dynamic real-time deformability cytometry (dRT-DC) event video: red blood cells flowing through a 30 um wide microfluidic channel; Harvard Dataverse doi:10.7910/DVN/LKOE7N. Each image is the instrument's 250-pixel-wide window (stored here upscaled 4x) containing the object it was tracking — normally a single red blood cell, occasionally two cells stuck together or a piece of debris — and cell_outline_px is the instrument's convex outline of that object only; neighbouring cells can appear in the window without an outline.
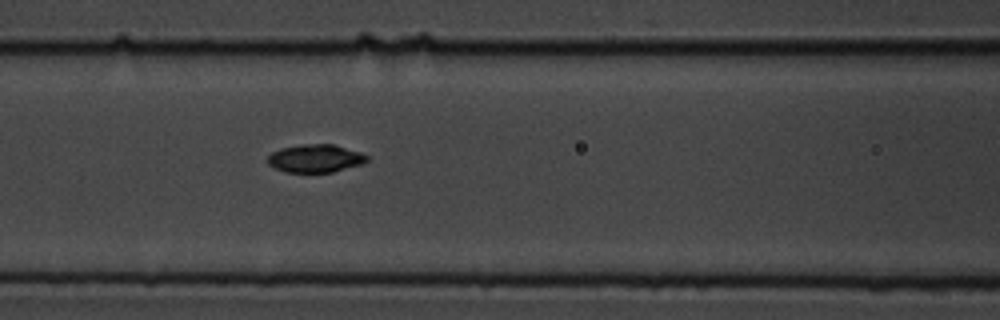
{"species": "common noctule bat (a hibernating species)", "species_latin": "Nyctalus noctula", "temperature_condition": "cold", "stored_images_in_passage": 3, "camera_frame_rate_fps": 3000, "um_per_image_px": 0.085, "animal": {"sex": "male", "body_mass_g": 19.5, "forearm_length_mm": 54.6}, "frame": {"image": 1, "passage_image": 3, "time_ms": 3.0, "image_size_px": [1000, 320], "cell_outline_px": [[368, 160], [360, 164], [332, 172], [284, 172], [268, 164], [268, 156], [272, 152], [280, 148], [304, 144], [332, 144], [360, 152], [368, 156]], "centroid_in_image_um": [26.78, 13.46], "position_along_channel_um": 139.8, "area_um2": 16.01}}